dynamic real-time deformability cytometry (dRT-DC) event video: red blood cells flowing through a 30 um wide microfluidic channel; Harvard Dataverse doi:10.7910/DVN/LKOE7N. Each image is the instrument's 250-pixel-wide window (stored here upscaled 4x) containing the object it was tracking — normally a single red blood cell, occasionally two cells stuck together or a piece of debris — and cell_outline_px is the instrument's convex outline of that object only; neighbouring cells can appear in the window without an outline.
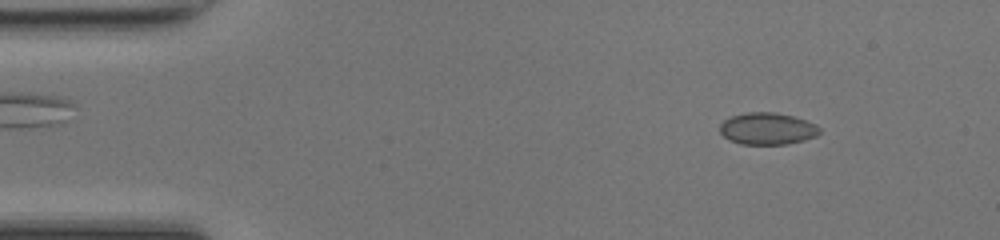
{"species": "common noctule bat (a hibernating species)", "species_latin": "Nyctalus noctula", "temperature_condition": "room temperature", "stored_images_in_passage": 47, "camera_frame_rate_fps": 3000, "um_per_image_px": 0.085, "animal": {"sex": "female", "body_mass_g": 17.0, "forearm_length_mm": 48.0}, "frame": {"image": 1, "passage_image": 5, "time_ms": 1.333, "image_size_px": [1000, 240], "cell_outline_px": [[820, 132], [816, 136], [804, 140], [788, 144], [740, 144], [724, 136], [720, 132], [720, 124], [724, 120], [732, 116], [744, 112], [776, 112], [792, 116], [816, 124], [820, 128]], "centroid_in_image_um": [65.23, 10.93], "position_along_channel_um": 19.8, "area_um2": 18.5}}
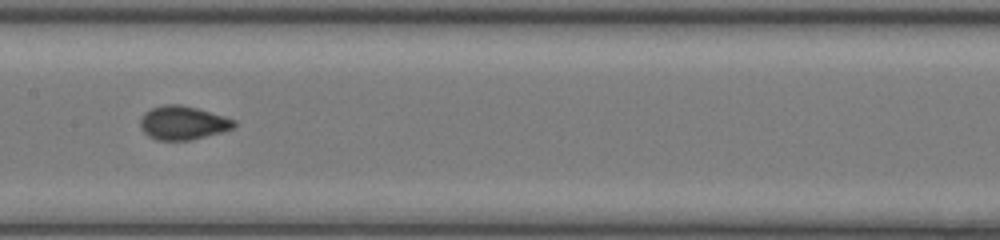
{"frame": {"image": 2, "passage_image": 23, "time_ms": 7.333, "image_size_px": [1000, 240], "cell_outline_px": [[236, 124], [232, 128], [220, 132], [192, 140], [156, 140], [148, 136], [144, 132], [140, 124], [140, 120], [152, 108], [164, 104], [176, 104], [196, 108], [236, 120]], "centroid_in_image_um": [15.54, 10.45], "position_along_channel_um": 191.9, "area_um2": 18.03}}
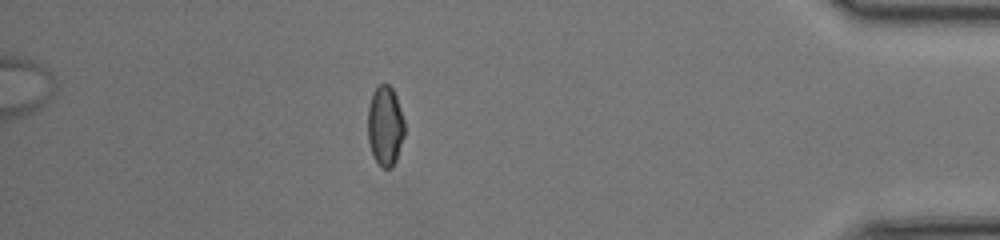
{"frame": {"image": 3, "passage_image": 41, "time_ms": 13.333, "image_size_px": [1000, 240], "cell_outline_px": [[404, 136], [396, 160], [392, 168], [384, 168], [372, 156], [368, 140], [368, 108], [372, 92], [380, 84], [388, 84], [392, 88], [396, 96], [404, 120]], "centroid_in_image_um": [32.73, 10.7], "position_along_channel_um": 402.5, "area_um2": 17.11}, "authors_computed_cell_mechanics": {"area_um2": 17.6868, "velocity_mm_per_s": 4.3214, "shape_relaxation_time_tau1_ms": 4.0507, "shape_relaxation_time_tau2_ms": 0.9161, "deformation_change_tau1": 0.1074, "deformation_change_tau2": 0.0426}}